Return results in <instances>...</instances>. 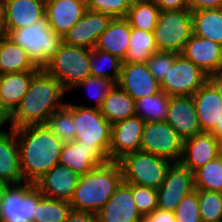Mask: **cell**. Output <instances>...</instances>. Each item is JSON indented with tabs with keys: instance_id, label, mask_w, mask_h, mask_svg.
Returning a JSON list of instances; mask_svg holds the SVG:
<instances>
[{
	"instance_id": "obj_36",
	"label": "cell",
	"mask_w": 222,
	"mask_h": 222,
	"mask_svg": "<svg viewBox=\"0 0 222 222\" xmlns=\"http://www.w3.org/2000/svg\"><path fill=\"white\" fill-rule=\"evenodd\" d=\"M122 60L110 53L91 49L90 52V72L91 76L107 78L115 84L118 82L121 72ZM112 70L108 72V68ZM107 69V70H106Z\"/></svg>"
},
{
	"instance_id": "obj_52",
	"label": "cell",
	"mask_w": 222,
	"mask_h": 222,
	"mask_svg": "<svg viewBox=\"0 0 222 222\" xmlns=\"http://www.w3.org/2000/svg\"><path fill=\"white\" fill-rule=\"evenodd\" d=\"M9 182L0 179V203L4 198L5 191L7 190Z\"/></svg>"
},
{
	"instance_id": "obj_32",
	"label": "cell",
	"mask_w": 222,
	"mask_h": 222,
	"mask_svg": "<svg viewBox=\"0 0 222 222\" xmlns=\"http://www.w3.org/2000/svg\"><path fill=\"white\" fill-rule=\"evenodd\" d=\"M45 126L62 143L75 140L76 128L73 121V103L66 102V105L53 112L45 122Z\"/></svg>"
},
{
	"instance_id": "obj_25",
	"label": "cell",
	"mask_w": 222,
	"mask_h": 222,
	"mask_svg": "<svg viewBox=\"0 0 222 222\" xmlns=\"http://www.w3.org/2000/svg\"><path fill=\"white\" fill-rule=\"evenodd\" d=\"M0 179L10 184L26 182L21 171L15 129L0 131Z\"/></svg>"
},
{
	"instance_id": "obj_46",
	"label": "cell",
	"mask_w": 222,
	"mask_h": 222,
	"mask_svg": "<svg viewBox=\"0 0 222 222\" xmlns=\"http://www.w3.org/2000/svg\"><path fill=\"white\" fill-rule=\"evenodd\" d=\"M160 10H180L189 8V0H155Z\"/></svg>"
},
{
	"instance_id": "obj_17",
	"label": "cell",
	"mask_w": 222,
	"mask_h": 222,
	"mask_svg": "<svg viewBox=\"0 0 222 222\" xmlns=\"http://www.w3.org/2000/svg\"><path fill=\"white\" fill-rule=\"evenodd\" d=\"M165 121L183 140L201 133L192 96H170Z\"/></svg>"
},
{
	"instance_id": "obj_49",
	"label": "cell",
	"mask_w": 222,
	"mask_h": 222,
	"mask_svg": "<svg viewBox=\"0 0 222 222\" xmlns=\"http://www.w3.org/2000/svg\"><path fill=\"white\" fill-rule=\"evenodd\" d=\"M10 122V112L6 109V107L2 104L1 98H0V131H4V129H1L5 126V124Z\"/></svg>"
},
{
	"instance_id": "obj_20",
	"label": "cell",
	"mask_w": 222,
	"mask_h": 222,
	"mask_svg": "<svg viewBox=\"0 0 222 222\" xmlns=\"http://www.w3.org/2000/svg\"><path fill=\"white\" fill-rule=\"evenodd\" d=\"M79 175L62 164H57L35 182L43 196L70 202L77 187Z\"/></svg>"
},
{
	"instance_id": "obj_28",
	"label": "cell",
	"mask_w": 222,
	"mask_h": 222,
	"mask_svg": "<svg viewBox=\"0 0 222 222\" xmlns=\"http://www.w3.org/2000/svg\"><path fill=\"white\" fill-rule=\"evenodd\" d=\"M28 53L5 34L0 35V75L5 73L39 71Z\"/></svg>"
},
{
	"instance_id": "obj_2",
	"label": "cell",
	"mask_w": 222,
	"mask_h": 222,
	"mask_svg": "<svg viewBox=\"0 0 222 222\" xmlns=\"http://www.w3.org/2000/svg\"><path fill=\"white\" fill-rule=\"evenodd\" d=\"M21 171L26 182L35 183L59 163L63 143L45 124L15 128Z\"/></svg>"
},
{
	"instance_id": "obj_40",
	"label": "cell",
	"mask_w": 222,
	"mask_h": 222,
	"mask_svg": "<svg viewBox=\"0 0 222 222\" xmlns=\"http://www.w3.org/2000/svg\"><path fill=\"white\" fill-rule=\"evenodd\" d=\"M115 83L107 78L88 76L84 81L79 82L76 87L86 88L89 95L95 101V108H100L104 99L107 97L109 91L113 88Z\"/></svg>"
},
{
	"instance_id": "obj_9",
	"label": "cell",
	"mask_w": 222,
	"mask_h": 222,
	"mask_svg": "<svg viewBox=\"0 0 222 222\" xmlns=\"http://www.w3.org/2000/svg\"><path fill=\"white\" fill-rule=\"evenodd\" d=\"M38 203L35 183L10 184L0 203V222H33Z\"/></svg>"
},
{
	"instance_id": "obj_1",
	"label": "cell",
	"mask_w": 222,
	"mask_h": 222,
	"mask_svg": "<svg viewBox=\"0 0 222 222\" xmlns=\"http://www.w3.org/2000/svg\"><path fill=\"white\" fill-rule=\"evenodd\" d=\"M68 93L63 85L44 69H40L31 79L25 96L10 113V128L45 124L49 116L63 108L62 99Z\"/></svg>"
},
{
	"instance_id": "obj_4",
	"label": "cell",
	"mask_w": 222,
	"mask_h": 222,
	"mask_svg": "<svg viewBox=\"0 0 222 222\" xmlns=\"http://www.w3.org/2000/svg\"><path fill=\"white\" fill-rule=\"evenodd\" d=\"M4 34L16 45L25 49L30 60L39 69L48 64L63 43V37L48 26L46 17L31 26L4 31Z\"/></svg>"
},
{
	"instance_id": "obj_21",
	"label": "cell",
	"mask_w": 222,
	"mask_h": 222,
	"mask_svg": "<svg viewBox=\"0 0 222 222\" xmlns=\"http://www.w3.org/2000/svg\"><path fill=\"white\" fill-rule=\"evenodd\" d=\"M86 10V0H47L45 17L48 26L63 37Z\"/></svg>"
},
{
	"instance_id": "obj_12",
	"label": "cell",
	"mask_w": 222,
	"mask_h": 222,
	"mask_svg": "<svg viewBox=\"0 0 222 222\" xmlns=\"http://www.w3.org/2000/svg\"><path fill=\"white\" fill-rule=\"evenodd\" d=\"M194 190V173L180 162H172L157 189V208L174 212L180 201Z\"/></svg>"
},
{
	"instance_id": "obj_47",
	"label": "cell",
	"mask_w": 222,
	"mask_h": 222,
	"mask_svg": "<svg viewBox=\"0 0 222 222\" xmlns=\"http://www.w3.org/2000/svg\"><path fill=\"white\" fill-rule=\"evenodd\" d=\"M65 222H97L96 214L72 210Z\"/></svg>"
},
{
	"instance_id": "obj_50",
	"label": "cell",
	"mask_w": 222,
	"mask_h": 222,
	"mask_svg": "<svg viewBox=\"0 0 222 222\" xmlns=\"http://www.w3.org/2000/svg\"><path fill=\"white\" fill-rule=\"evenodd\" d=\"M6 19V4L5 0H0V32L4 34Z\"/></svg>"
},
{
	"instance_id": "obj_37",
	"label": "cell",
	"mask_w": 222,
	"mask_h": 222,
	"mask_svg": "<svg viewBox=\"0 0 222 222\" xmlns=\"http://www.w3.org/2000/svg\"><path fill=\"white\" fill-rule=\"evenodd\" d=\"M196 190L222 192V155L194 172Z\"/></svg>"
},
{
	"instance_id": "obj_31",
	"label": "cell",
	"mask_w": 222,
	"mask_h": 222,
	"mask_svg": "<svg viewBox=\"0 0 222 222\" xmlns=\"http://www.w3.org/2000/svg\"><path fill=\"white\" fill-rule=\"evenodd\" d=\"M157 51L153 32L131 27L129 48L122 62L146 63L148 58Z\"/></svg>"
},
{
	"instance_id": "obj_19",
	"label": "cell",
	"mask_w": 222,
	"mask_h": 222,
	"mask_svg": "<svg viewBox=\"0 0 222 222\" xmlns=\"http://www.w3.org/2000/svg\"><path fill=\"white\" fill-rule=\"evenodd\" d=\"M110 161L98 146L78 145L75 141L63 143L59 164L70 168L79 176Z\"/></svg>"
},
{
	"instance_id": "obj_11",
	"label": "cell",
	"mask_w": 222,
	"mask_h": 222,
	"mask_svg": "<svg viewBox=\"0 0 222 222\" xmlns=\"http://www.w3.org/2000/svg\"><path fill=\"white\" fill-rule=\"evenodd\" d=\"M207 80L208 75L180 53L160 82V88L168 96H192Z\"/></svg>"
},
{
	"instance_id": "obj_41",
	"label": "cell",
	"mask_w": 222,
	"mask_h": 222,
	"mask_svg": "<svg viewBox=\"0 0 222 222\" xmlns=\"http://www.w3.org/2000/svg\"><path fill=\"white\" fill-rule=\"evenodd\" d=\"M176 222H202L199 213L198 190L187 194L173 212Z\"/></svg>"
},
{
	"instance_id": "obj_43",
	"label": "cell",
	"mask_w": 222,
	"mask_h": 222,
	"mask_svg": "<svg viewBox=\"0 0 222 222\" xmlns=\"http://www.w3.org/2000/svg\"><path fill=\"white\" fill-rule=\"evenodd\" d=\"M132 195L143 217L157 209V189L132 184Z\"/></svg>"
},
{
	"instance_id": "obj_16",
	"label": "cell",
	"mask_w": 222,
	"mask_h": 222,
	"mask_svg": "<svg viewBox=\"0 0 222 222\" xmlns=\"http://www.w3.org/2000/svg\"><path fill=\"white\" fill-rule=\"evenodd\" d=\"M145 121L134 115L112 125L110 161L140 150Z\"/></svg>"
},
{
	"instance_id": "obj_35",
	"label": "cell",
	"mask_w": 222,
	"mask_h": 222,
	"mask_svg": "<svg viewBox=\"0 0 222 222\" xmlns=\"http://www.w3.org/2000/svg\"><path fill=\"white\" fill-rule=\"evenodd\" d=\"M71 211L68 201L45 197L39 191V203L33 222H65Z\"/></svg>"
},
{
	"instance_id": "obj_14",
	"label": "cell",
	"mask_w": 222,
	"mask_h": 222,
	"mask_svg": "<svg viewBox=\"0 0 222 222\" xmlns=\"http://www.w3.org/2000/svg\"><path fill=\"white\" fill-rule=\"evenodd\" d=\"M97 222H143L132 195V184L124 181L96 213Z\"/></svg>"
},
{
	"instance_id": "obj_24",
	"label": "cell",
	"mask_w": 222,
	"mask_h": 222,
	"mask_svg": "<svg viewBox=\"0 0 222 222\" xmlns=\"http://www.w3.org/2000/svg\"><path fill=\"white\" fill-rule=\"evenodd\" d=\"M6 19L4 31L22 29L45 17L44 0H5Z\"/></svg>"
},
{
	"instance_id": "obj_33",
	"label": "cell",
	"mask_w": 222,
	"mask_h": 222,
	"mask_svg": "<svg viewBox=\"0 0 222 222\" xmlns=\"http://www.w3.org/2000/svg\"><path fill=\"white\" fill-rule=\"evenodd\" d=\"M169 99L163 91L143 97L135 102V113L145 122L165 121Z\"/></svg>"
},
{
	"instance_id": "obj_3",
	"label": "cell",
	"mask_w": 222,
	"mask_h": 222,
	"mask_svg": "<svg viewBox=\"0 0 222 222\" xmlns=\"http://www.w3.org/2000/svg\"><path fill=\"white\" fill-rule=\"evenodd\" d=\"M122 181V170L118 161H108L95 167L79 177L69 202L72 210L96 214L115 193Z\"/></svg>"
},
{
	"instance_id": "obj_18",
	"label": "cell",
	"mask_w": 222,
	"mask_h": 222,
	"mask_svg": "<svg viewBox=\"0 0 222 222\" xmlns=\"http://www.w3.org/2000/svg\"><path fill=\"white\" fill-rule=\"evenodd\" d=\"M221 155V140L212 133L201 132L184 140L180 163L192 173Z\"/></svg>"
},
{
	"instance_id": "obj_48",
	"label": "cell",
	"mask_w": 222,
	"mask_h": 222,
	"mask_svg": "<svg viewBox=\"0 0 222 222\" xmlns=\"http://www.w3.org/2000/svg\"><path fill=\"white\" fill-rule=\"evenodd\" d=\"M208 81L214 86L218 94L222 97V73L219 71L208 75Z\"/></svg>"
},
{
	"instance_id": "obj_26",
	"label": "cell",
	"mask_w": 222,
	"mask_h": 222,
	"mask_svg": "<svg viewBox=\"0 0 222 222\" xmlns=\"http://www.w3.org/2000/svg\"><path fill=\"white\" fill-rule=\"evenodd\" d=\"M131 26L126 18H112L101 34L95 49L124 60L129 48Z\"/></svg>"
},
{
	"instance_id": "obj_39",
	"label": "cell",
	"mask_w": 222,
	"mask_h": 222,
	"mask_svg": "<svg viewBox=\"0 0 222 222\" xmlns=\"http://www.w3.org/2000/svg\"><path fill=\"white\" fill-rule=\"evenodd\" d=\"M133 0H86L88 10L102 12L112 18H126Z\"/></svg>"
},
{
	"instance_id": "obj_44",
	"label": "cell",
	"mask_w": 222,
	"mask_h": 222,
	"mask_svg": "<svg viewBox=\"0 0 222 222\" xmlns=\"http://www.w3.org/2000/svg\"><path fill=\"white\" fill-rule=\"evenodd\" d=\"M143 222H176L173 212L156 209L144 217Z\"/></svg>"
},
{
	"instance_id": "obj_53",
	"label": "cell",
	"mask_w": 222,
	"mask_h": 222,
	"mask_svg": "<svg viewBox=\"0 0 222 222\" xmlns=\"http://www.w3.org/2000/svg\"><path fill=\"white\" fill-rule=\"evenodd\" d=\"M133 1H155V0H133Z\"/></svg>"
},
{
	"instance_id": "obj_34",
	"label": "cell",
	"mask_w": 222,
	"mask_h": 222,
	"mask_svg": "<svg viewBox=\"0 0 222 222\" xmlns=\"http://www.w3.org/2000/svg\"><path fill=\"white\" fill-rule=\"evenodd\" d=\"M159 12V7L153 1H133L126 19L132 28L153 32Z\"/></svg>"
},
{
	"instance_id": "obj_27",
	"label": "cell",
	"mask_w": 222,
	"mask_h": 222,
	"mask_svg": "<svg viewBox=\"0 0 222 222\" xmlns=\"http://www.w3.org/2000/svg\"><path fill=\"white\" fill-rule=\"evenodd\" d=\"M38 71L5 73L0 75V98L11 113L28 91L32 77Z\"/></svg>"
},
{
	"instance_id": "obj_7",
	"label": "cell",
	"mask_w": 222,
	"mask_h": 222,
	"mask_svg": "<svg viewBox=\"0 0 222 222\" xmlns=\"http://www.w3.org/2000/svg\"><path fill=\"white\" fill-rule=\"evenodd\" d=\"M153 33L158 51L181 53L193 35L192 11L160 10Z\"/></svg>"
},
{
	"instance_id": "obj_5",
	"label": "cell",
	"mask_w": 222,
	"mask_h": 222,
	"mask_svg": "<svg viewBox=\"0 0 222 222\" xmlns=\"http://www.w3.org/2000/svg\"><path fill=\"white\" fill-rule=\"evenodd\" d=\"M90 52L91 49L70 46L63 42L43 69L54 76L67 92L71 91L91 75Z\"/></svg>"
},
{
	"instance_id": "obj_30",
	"label": "cell",
	"mask_w": 222,
	"mask_h": 222,
	"mask_svg": "<svg viewBox=\"0 0 222 222\" xmlns=\"http://www.w3.org/2000/svg\"><path fill=\"white\" fill-rule=\"evenodd\" d=\"M193 34L222 45V8L192 11Z\"/></svg>"
},
{
	"instance_id": "obj_51",
	"label": "cell",
	"mask_w": 222,
	"mask_h": 222,
	"mask_svg": "<svg viewBox=\"0 0 222 222\" xmlns=\"http://www.w3.org/2000/svg\"><path fill=\"white\" fill-rule=\"evenodd\" d=\"M210 133L216 136L219 140H222V117Z\"/></svg>"
},
{
	"instance_id": "obj_15",
	"label": "cell",
	"mask_w": 222,
	"mask_h": 222,
	"mask_svg": "<svg viewBox=\"0 0 222 222\" xmlns=\"http://www.w3.org/2000/svg\"><path fill=\"white\" fill-rule=\"evenodd\" d=\"M116 84L135 101L161 91L160 82L149 71L146 63L122 62Z\"/></svg>"
},
{
	"instance_id": "obj_38",
	"label": "cell",
	"mask_w": 222,
	"mask_h": 222,
	"mask_svg": "<svg viewBox=\"0 0 222 222\" xmlns=\"http://www.w3.org/2000/svg\"><path fill=\"white\" fill-rule=\"evenodd\" d=\"M202 222H222V192L198 190Z\"/></svg>"
},
{
	"instance_id": "obj_29",
	"label": "cell",
	"mask_w": 222,
	"mask_h": 222,
	"mask_svg": "<svg viewBox=\"0 0 222 222\" xmlns=\"http://www.w3.org/2000/svg\"><path fill=\"white\" fill-rule=\"evenodd\" d=\"M135 102L129 94L115 84L99 109L105 119L113 125L136 115Z\"/></svg>"
},
{
	"instance_id": "obj_45",
	"label": "cell",
	"mask_w": 222,
	"mask_h": 222,
	"mask_svg": "<svg viewBox=\"0 0 222 222\" xmlns=\"http://www.w3.org/2000/svg\"><path fill=\"white\" fill-rule=\"evenodd\" d=\"M222 8V0H189L191 11Z\"/></svg>"
},
{
	"instance_id": "obj_13",
	"label": "cell",
	"mask_w": 222,
	"mask_h": 222,
	"mask_svg": "<svg viewBox=\"0 0 222 222\" xmlns=\"http://www.w3.org/2000/svg\"><path fill=\"white\" fill-rule=\"evenodd\" d=\"M111 20L110 15L87 9L83 17L63 36V42L70 46L93 49Z\"/></svg>"
},
{
	"instance_id": "obj_23",
	"label": "cell",
	"mask_w": 222,
	"mask_h": 222,
	"mask_svg": "<svg viewBox=\"0 0 222 222\" xmlns=\"http://www.w3.org/2000/svg\"><path fill=\"white\" fill-rule=\"evenodd\" d=\"M201 132L210 133L222 117V97L207 80L193 95Z\"/></svg>"
},
{
	"instance_id": "obj_22",
	"label": "cell",
	"mask_w": 222,
	"mask_h": 222,
	"mask_svg": "<svg viewBox=\"0 0 222 222\" xmlns=\"http://www.w3.org/2000/svg\"><path fill=\"white\" fill-rule=\"evenodd\" d=\"M181 54L191 60L207 75L217 73L222 66V45L212 40L192 35Z\"/></svg>"
},
{
	"instance_id": "obj_8",
	"label": "cell",
	"mask_w": 222,
	"mask_h": 222,
	"mask_svg": "<svg viewBox=\"0 0 222 222\" xmlns=\"http://www.w3.org/2000/svg\"><path fill=\"white\" fill-rule=\"evenodd\" d=\"M73 121L78 145L98 146L110 159L112 125L99 108L73 104Z\"/></svg>"
},
{
	"instance_id": "obj_6",
	"label": "cell",
	"mask_w": 222,
	"mask_h": 222,
	"mask_svg": "<svg viewBox=\"0 0 222 222\" xmlns=\"http://www.w3.org/2000/svg\"><path fill=\"white\" fill-rule=\"evenodd\" d=\"M118 162L125 183L155 189L164 182L172 164L168 159L141 150L124 155Z\"/></svg>"
},
{
	"instance_id": "obj_10",
	"label": "cell",
	"mask_w": 222,
	"mask_h": 222,
	"mask_svg": "<svg viewBox=\"0 0 222 222\" xmlns=\"http://www.w3.org/2000/svg\"><path fill=\"white\" fill-rule=\"evenodd\" d=\"M184 140L166 121L145 122L140 150L179 162Z\"/></svg>"
},
{
	"instance_id": "obj_42",
	"label": "cell",
	"mask_w": 222,
	"mask_h": 222,
	"mask_svg": "<svg viewBox=\"0 0 222 222\" xmlns=\"http://www.w3.org/2000/svg\"><path fill=\"white\" fill-rule=\"evenodd\" d=\"M179 54L180 53L175 52L157 51L148 58L146 64L158 82L163 80Z\"/></svg>"
}]
</instances>
